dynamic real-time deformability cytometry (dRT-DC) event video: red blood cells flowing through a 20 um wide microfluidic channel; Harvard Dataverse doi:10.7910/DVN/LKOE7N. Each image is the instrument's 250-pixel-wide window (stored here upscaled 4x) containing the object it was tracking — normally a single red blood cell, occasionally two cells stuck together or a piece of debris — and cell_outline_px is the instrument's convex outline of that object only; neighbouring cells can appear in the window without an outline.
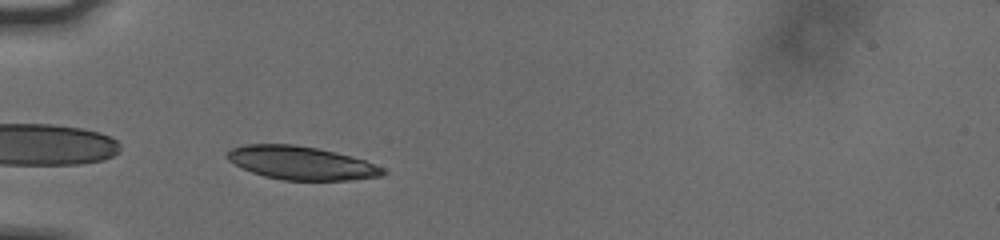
{"species": "human", "species_latin": "Homo sapiens", "temperature_condition": "cold", "stored_images_in_passage": 31, "camera_frame_rate_fps": 3000, "um_per_image_px": 0.085, "donor": {"sex": "male"}, "frame": {"image": 1, "passage_image": 1, "time_ms": 0.0, "image_size_px": [1000, 240], "cell_outline_px": [[388, 172], [380, 176], [348, 180], [284, 180], [264, 176], [252, 172], [228, 160], [224, 156], [232, 148], [244, 144], [292, 144], [316, 148], [352, 156], [364, 160], [384, 168]], "centroid_in_image_um": [25.6, 13.85], "position_along_channel_um": 59.4, "area_um2": 30.06}}
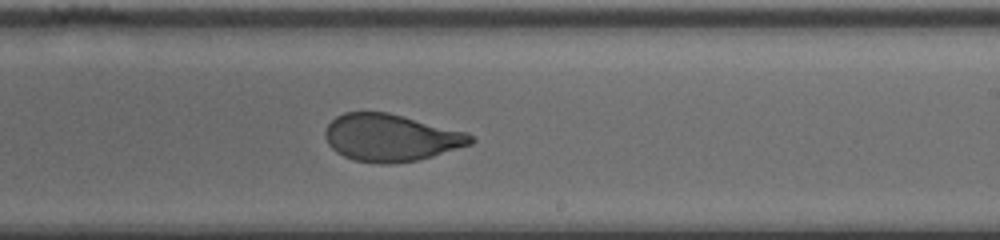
{"frame": {"image": 2, "passage_image": 17, "time_ms": 5.333, "image_size_px": [1000, 240], "cell_outline_px": [[476, 140], [472, 144], [420, 160], [388, 164], [380, 164], [352, 160], [336, 152], [328, 144], [324, 136], [324, 132], [328, 124], [336, 116], [344, 112], [388, 112], [468, 132]], "centroid_in_image_um": [33.23, 11.71], "position_along_channel_um": 255.8, "area_um2": 40.34}}
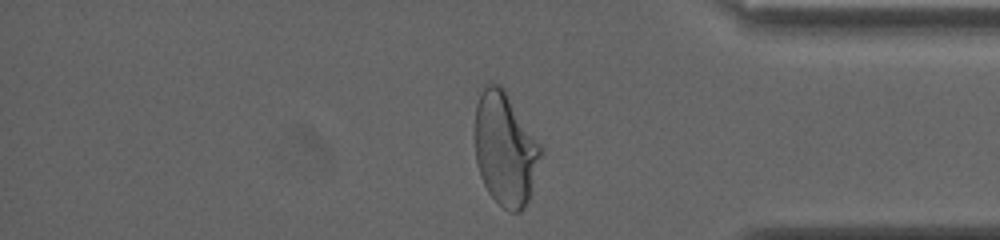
{"frame": {"image": 3, "passage_image": 29, "time_ms": 9.333, "image_size_px": [1000, 240], "cell_outline_px": [[544, 152], [528, 200], [524, 208], [520, 212], [508, 212], [488, 192], [480, 176], [476, 164], [476, 104], [484, 84], [500, 84], [504, 88], [544, 148]], "centroid_in_image_um": [42.97, 12.66], "position_along_channel_um": 392.2, "area_um2": 43.7}, "authors_computed_cell_mechanics": {"area_um2": 40.1132, "velocity_mm_per_s": 3.7635, "shape_relaxation_time_tau1_ms": 4.0056, "shape_relaxation_time_tau2_ms": 1.0651, "deformation_change_tau1": 0.2169, "deformation_change_tau2": 0.0456}}